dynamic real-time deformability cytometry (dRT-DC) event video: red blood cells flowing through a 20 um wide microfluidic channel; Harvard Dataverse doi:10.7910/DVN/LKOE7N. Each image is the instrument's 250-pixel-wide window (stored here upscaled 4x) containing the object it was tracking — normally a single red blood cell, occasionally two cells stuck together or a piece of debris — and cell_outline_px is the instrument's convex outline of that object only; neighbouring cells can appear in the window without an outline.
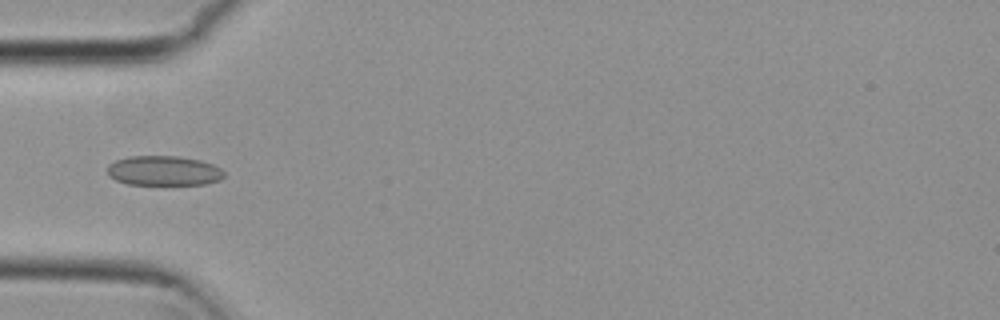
{"species": "common noctule bat (a hibernating species)", "species_latin": "Nyctalus noctula", "temperature_condition": "cold", "stored_images_in_passage": 5, "camera_frame_rate_fps": 3000, "um_per_image_px": 0.085, "animal": {"sex": "female", "body_mass_g": 29.2, "forearm_length_mm": 56.3}, "frame": {"image": 1, "passage_image": 5, "time_ms": 1.333, "image_size_px": [1000, 320], "cell_outline_px": [[224, 176], [220, 180], [204, 184], [128, 184], [116, 180], [108, 176], [108, 164], [116, 160], [128, 156], [176, 156], [200, 160], [212, 164], [220, 168], [224, 172]], "centroid_in_image_um": [13.9, 14.51], "position_along_channel_um": 71.1, "area_um2": 20.17}}